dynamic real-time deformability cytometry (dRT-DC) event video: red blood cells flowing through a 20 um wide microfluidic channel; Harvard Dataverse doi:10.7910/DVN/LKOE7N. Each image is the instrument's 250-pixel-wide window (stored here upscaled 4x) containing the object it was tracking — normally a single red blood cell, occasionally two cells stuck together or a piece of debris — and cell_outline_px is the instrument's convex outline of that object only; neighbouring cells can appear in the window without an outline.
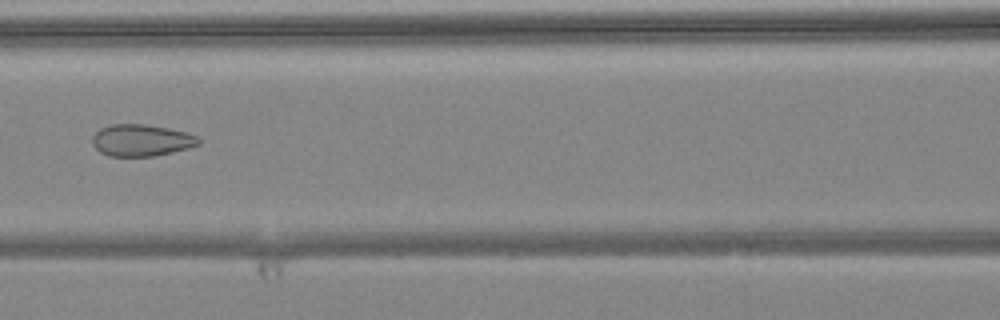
{"species": "common noctule bat (a hibernating species)", "species_latin": "Nyctalus noctula", "temperature_condition": "warm", "stored_images_in_passage": 6, "camera_frame_rate_fps": 3000, "um_per_image_px": 0.085, "animal": {"sex": "female", "body_mass_g": 24.6, "forearm_length_mm": 56.2}, "frame": {"image": 1, "passage_image": 6, "time_ms": 1.667, "image_size_px": [1000, 320], "cell_outline_px": [[200, 144], [188, 148], [172, 152], [152, 156], [108, 156], [100, 152], [92, 144], [92, 136], [100, 128], [112, 124], [144, 124], [168, 128], [184, 132], [196, 136], [200, 140]], "centroid_in_image_um": [11.98, 11.92], "position_along_channel_um": 154.6, "area_um2": 19.59}}